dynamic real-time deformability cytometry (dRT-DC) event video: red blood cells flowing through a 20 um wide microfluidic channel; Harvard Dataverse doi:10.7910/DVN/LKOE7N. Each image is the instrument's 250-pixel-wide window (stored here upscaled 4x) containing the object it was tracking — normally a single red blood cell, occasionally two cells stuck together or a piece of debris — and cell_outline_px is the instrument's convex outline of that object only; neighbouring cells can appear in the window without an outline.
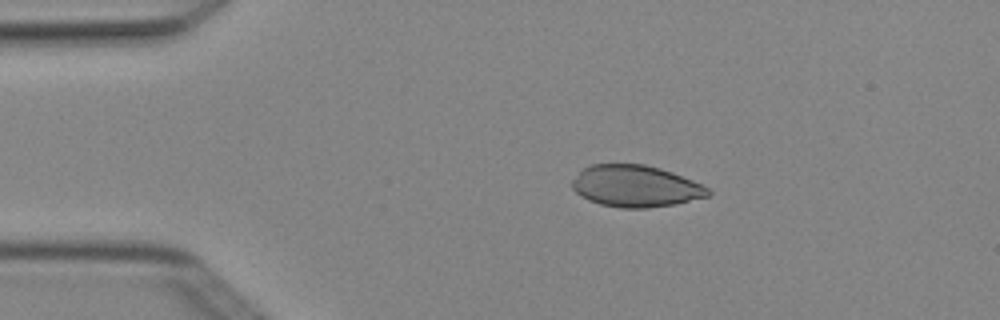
{"species": "Egyptian fruit bat (a non-hibernating species)", "species_latin": "Rousettus aegyptiacus", "temperature_condition": "cold", "stored_images_in_passage": 4, "camera_frame_rate_fps": 3000, "um_per_image_px": 0.085, "animal": {"sex": "female"}, "frame": {"image": 1, "passage_image": 3, "time_ms": 0.667, "image_size_px": [1000, 320], "cell_outline_px": [[712, 192], [708, 196], [676, 204], [648, 208], [620, 208], [600, 204], [588, 200], [580, 196], [572, 188], [572, 180], [584, 168], [592, 164], [644, 164], [660, 168], [672, 172], [692, 180], [708, 188]], "centroid_in_image_um": [54.02, 15.83], "position_along_channel_um": 31.0, "area_um2": 33.0}}